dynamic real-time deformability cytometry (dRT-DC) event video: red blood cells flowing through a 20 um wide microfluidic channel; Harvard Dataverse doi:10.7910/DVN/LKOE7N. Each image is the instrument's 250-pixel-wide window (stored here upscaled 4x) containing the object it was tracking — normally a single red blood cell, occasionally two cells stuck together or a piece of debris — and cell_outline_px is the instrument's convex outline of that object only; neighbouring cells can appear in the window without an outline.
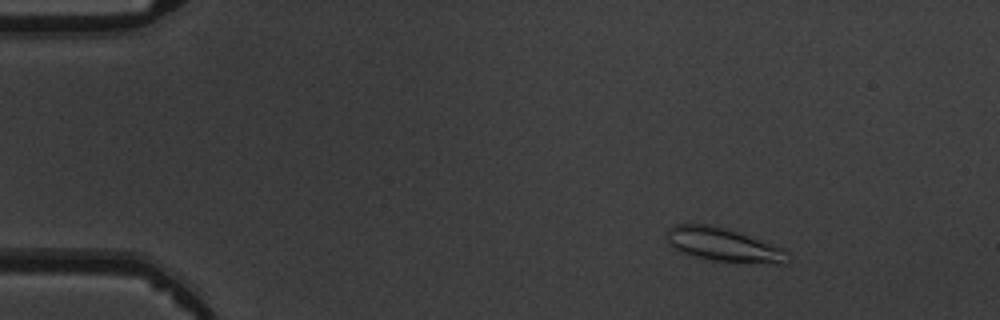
{"species": "common noctule bat (a hibernating species)", "species_latin": "Nyctalus noctula", "temperature_condition": "warm", "stored_images_in_passage": 4, "camera_frame_rate_fps": 3000, "um_per_image_px": 0.085, "animal": {"sex": "male", "body_mass_g": 19.5, "forearm_length_mm": 54.6}, "frame": {"image": 1, "passage_image": 1, "time_ms": 0.0, "image_size_px": [1000, 320], "cell_outline_px": [[792, 256], [784, 264], [780, 264], [712, 260], [692, 256], [680, 252], [668, 240], [668, 228], [672, 224], [708, 224], [724, 228], [748, 236], [780, 248]], "centroid_in_image_um": [61.47, 20.81], "position_along_channel_um": 23.5, "area_um2": 23.06}}
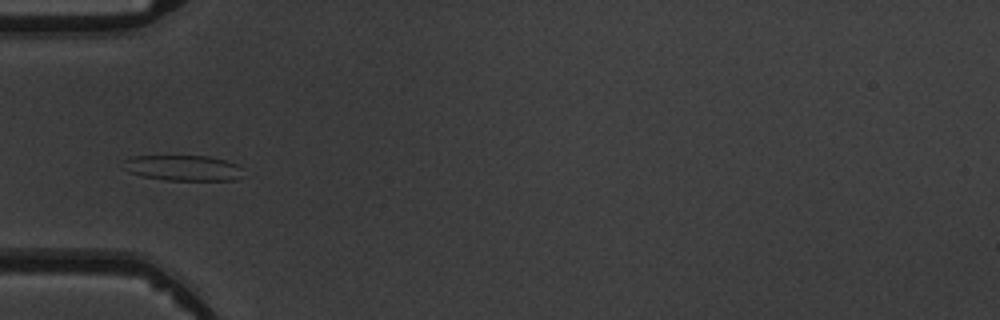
{"frame": {"image": 2, "passage_image": 4, "time_ms": 3.333, "image_size_px": [1000, 320], "cell_outline_px": [[244, 168], [240, 176], [236, 180], [164, 180], [144, 176], [128, 172], [124, 160], [132, 156], [208, 156], [224, 160], [236, 164]], "centroid_in_image_um": [15.6, 14.27], "position_along_channel_um": 69.4, "area_um2": 17.69}}